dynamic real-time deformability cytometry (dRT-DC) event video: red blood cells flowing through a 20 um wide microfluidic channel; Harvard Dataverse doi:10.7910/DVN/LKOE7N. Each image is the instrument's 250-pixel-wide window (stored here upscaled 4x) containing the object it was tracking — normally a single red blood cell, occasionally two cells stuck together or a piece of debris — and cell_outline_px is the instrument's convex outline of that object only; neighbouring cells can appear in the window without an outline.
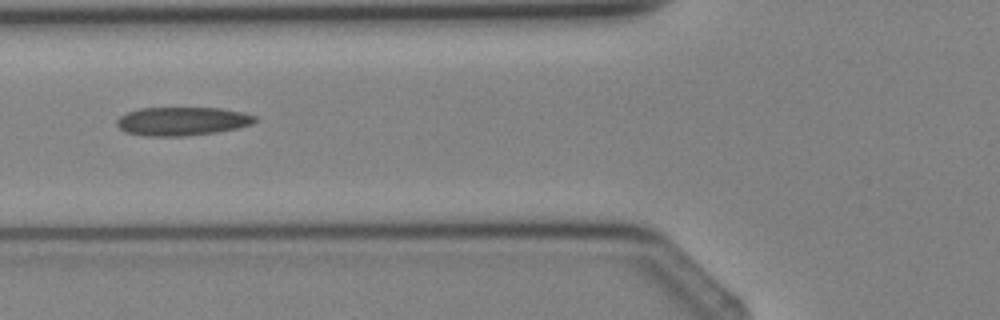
{"species": "Egyptian fruit bat (a non-hibernating species)", "species_latin": "Rousettus aegyptiacus", "temperature_condition": "cold", "stored_images_in_passage": 3, "camera_frame_rate_fps": 3000, "um_per_image_px": 0.085, "animal": {"sex": "female"}, "frame": {"image": 1, "passage_image": 3, "time_ms": 3.333, "image_size_px": [1000, 320], "cell_outline_px": [[256, 120], [252, 124], [236, 128], [216, 132], [184, 136], [144, 136], [124, 132], [116, 124], [116, 120], [120, 116], [128, 112], [140, 108], [220, 108], [244, 112], [256, 116]], "centroid_in_image_um": [15.47, 10.3], "position_along_channel_um": 110.3, "area_um2": 23.0}}